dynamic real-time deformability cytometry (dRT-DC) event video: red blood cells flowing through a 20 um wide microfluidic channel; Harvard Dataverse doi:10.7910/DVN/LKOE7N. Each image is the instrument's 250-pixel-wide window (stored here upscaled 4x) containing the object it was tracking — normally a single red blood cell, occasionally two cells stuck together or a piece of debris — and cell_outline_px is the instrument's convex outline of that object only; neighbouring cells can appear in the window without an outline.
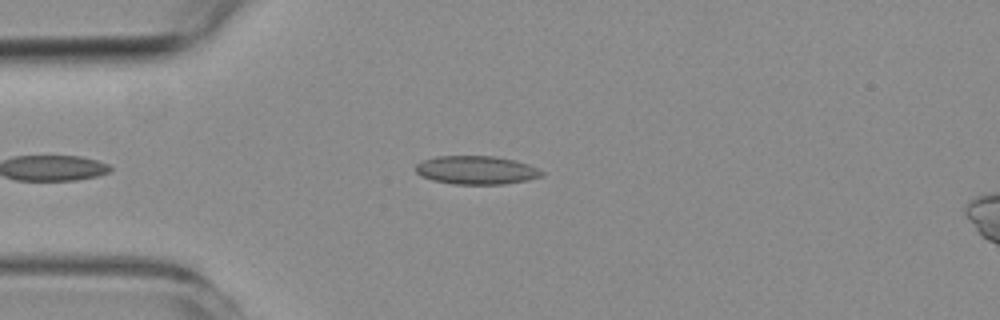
{"species": "common noctule bat (a hibernating species)", "species_latin": "Nyctalus noctula", "temperature_condition": "room temperature", "stored_images_in_passage": 39, "camera_frame_rate_fps": 3000, "um_per_image_px": 0.085, "animal": {"sex": "female", "body_mass_g": 19.3, "forearm_length_mm": 54.1}, "frame": {"image": 1, "passage_image": 2, "time_ms": 0.333, "image_size_px": [1000, 320], "cell_outline_px": [[544, 176], [528, 180], [504, 184], [452, 184], [432, 180], [420, 176], [416, 172], [416, 164], [420, 160], [436, 156], [496, 156], [516, 160], [528, 164], [544, 172]], "centroid_in_image_um": [40.47, 14.45], "position_along_channel_um": 44.5, "area_um2": 21.15}}
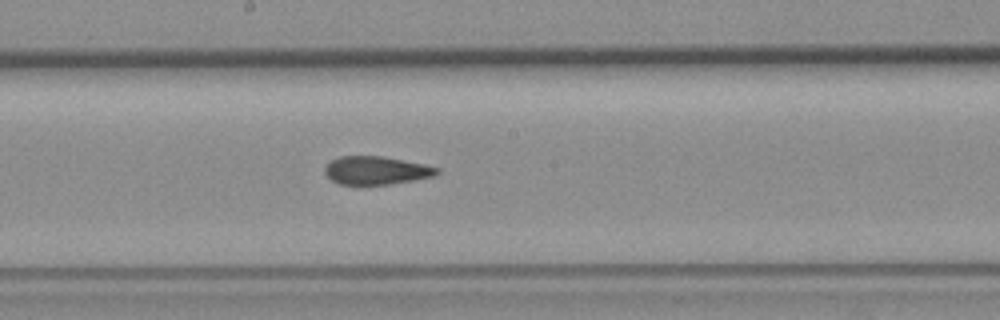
{"frame": {"image": 2, "passage_image": 17, "time_ms": 5.333, "image_size_px": [1000, 320], "cell_outline_px": [[440, 172], [432, 176], [412, 180], [388, 184], [340, 184], [332, 180], [324, 172], [324, 168], [332, 160], [340, 156], [380, 156], [424, 164], [440, 168]], "centroid_in_image_um": [31.97, 14.48], "position_along_channel_um": 216.2, "area_um2": 18.09}}
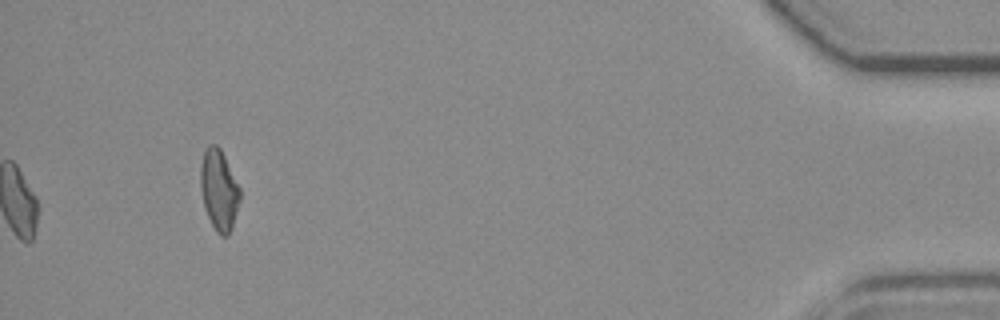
{"frame": {"image": 3, "passage_image": 39, "time_ms": 12.667, "image_size_px": [1000, 320], "cell_outline_px": [[240, 200], [232, 228], [228, 236], [220, 236], [216, 232], [204, 208], [200, 188], [200, 164], [204, 152], [208, 144], [216, 144], [220, 148], [240, 188]], "centroid_in_image_um": [18.6, 16.16], "position_along_channel_um": 416.6, "area_um2": 18.61}, "authors_computed_cell_mechanics": {"area_um2": 18.8428, "velocity_mm_per_s": 3.7679, "shape_relaxation_time_tau1_ms": null, "shape_relaxation_time_tau2_ms": 1.9122, "deformation_change_tau1": null, "deformation_change_tau2": 0.0763}}